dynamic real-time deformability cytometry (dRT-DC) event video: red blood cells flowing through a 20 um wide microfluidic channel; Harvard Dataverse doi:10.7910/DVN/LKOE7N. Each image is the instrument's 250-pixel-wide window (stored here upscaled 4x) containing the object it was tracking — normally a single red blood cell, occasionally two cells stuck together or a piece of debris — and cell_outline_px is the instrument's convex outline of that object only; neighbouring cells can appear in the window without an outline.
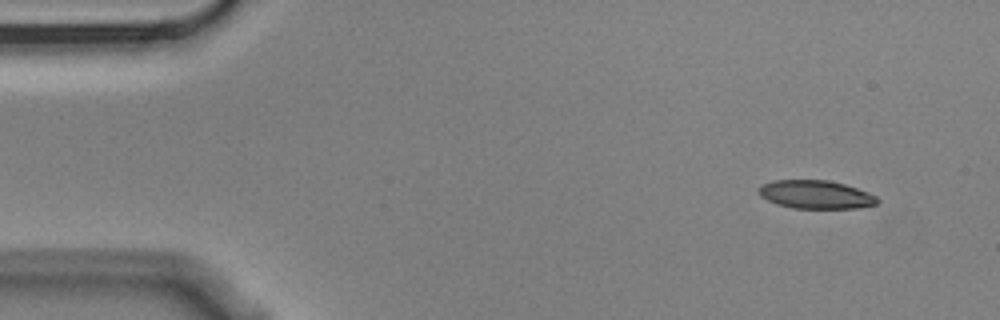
{"species": "Egyptian fruit bat (a non-hibernating species)", "species_latin": "Rousettus aegyptiacus", "temperature_condition": "cold", "stored_images_in_passage": 6, "segment_of_instrument_passage": [1, 2], "camera_frame_rate_fps": 3000, "um_per_image_px": 0.085, "animal": {"sex": "male"}, "frame": {"image": 1, "passage_image": 2, "time_ms": 0.333, "image_size_px": [1000, 320], "cell_outline_px": [[880, 200], [876, 204], [856, 208], [792, 208], [776, 204], [760, 196], [756, 192], [760, 184], [772, 180], [828, 180], [844, 184], [868, 192], [876, 196]], "centroid_in_image_um": [69.28, 16.53], "position_along_channel_um": 15.7, "area_um2": 19.71}}
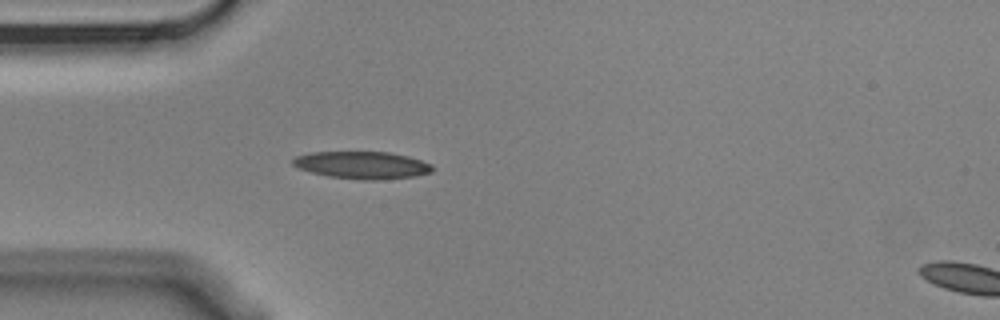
{"frame": {"image": 2, "passage_image": 5, "time_ms": 1.333, "image_size_px": [1000, 320], "cell_outline_px": [[432, 172], [416, 176], [376, 180], [360, 180], [328, 176], [312, 172], [300, 168], [292, 164], [292, 160], [296, 156], [312, 152], [388, 152], [408, 156], [432, 164]], "centroid_in_image_um": [30.8, 14.03], "position_along_channel_um": 54.2, "area_um2": 22.14}}